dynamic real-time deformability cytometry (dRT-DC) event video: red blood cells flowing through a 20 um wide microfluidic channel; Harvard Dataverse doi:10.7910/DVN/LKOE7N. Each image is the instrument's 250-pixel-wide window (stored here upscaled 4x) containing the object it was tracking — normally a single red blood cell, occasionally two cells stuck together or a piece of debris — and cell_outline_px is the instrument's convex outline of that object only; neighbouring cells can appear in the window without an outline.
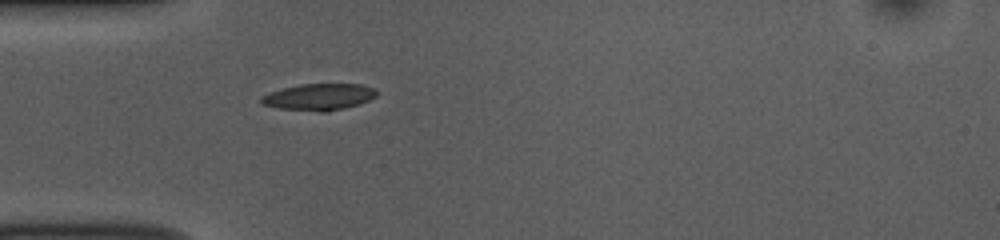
{"species": "common noctule bat (a hibernating species)", "species_latin": "Nyctalus noctula", "temperature_condition": "room temperature", "stored_images_in_passage": 34, "camera_frame_rate_fps": 3000, "um_per_image_px": 0.085, "animal": {"sex": "female", "body_mass_g": 10.0, "forearm_length_mm": 53.1}, "frame": {"image": 1, "passage_image": 1, "time_ms": 0.0, "image_size_px": [1000, 240], "cell_outline_px": [[380, 92], [376, 96], [360, 104], [328, 112], [320, 112], [280, 108], [260, 104], [260, 96], [284, 88], [300, 84], [360, 84], [376, 88]], "centroid_in_image_um": [27.15, 8.24], "position_along_channel_um": 57.9, "area_um2": 17.98}}
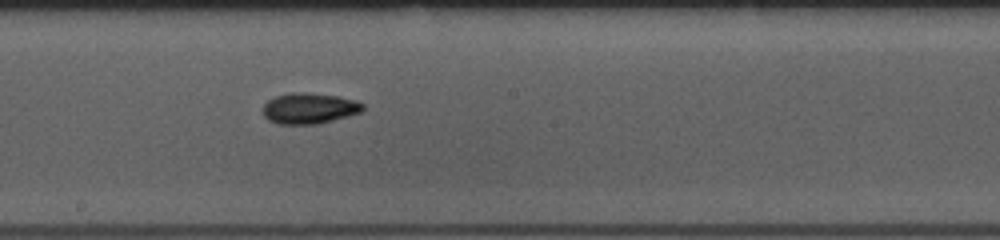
{"frame": {"image": 2, "passage_image": 14, "time_ms": 4.333, "image_size_px": [1000, 240], "cell_outline_px": [[364, 108], [360, 112], [348, 116], [320, 124], [276, 124], [268, 120], [264, 116], [264, 104], [268, 100], [276, 96], [292, 92], [308, 92], [336, 96], [356, 100], [364, 104]], "centroid_in_image_um": [26.29, 9.21], "position_along_channel_um": 221.9, "area_um2": 18.03}}
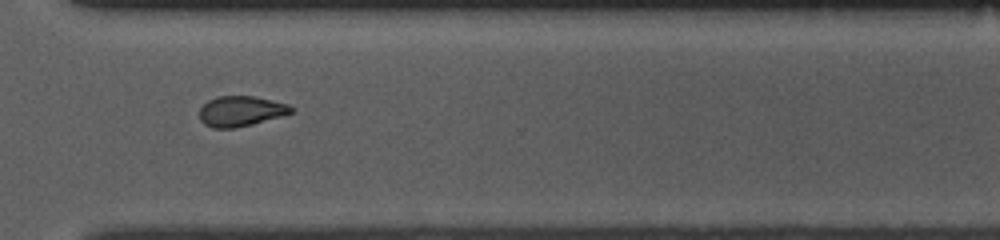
{"frame": {"image": 3, "passage_image": 24, "time_ms": 7.667, "image_size_px": [1000, 240], "cell_outline_px": [[296, 108], [292, 112], [280, 116], [252, 124], [232, 128], [212, 128], [204, 124], [200, 120], [200, 108], [208, 100], [220, 96], [256, 96], [288, 104]], "centroid_in_image_um": [20.47, 9.44], "position_along_channel_um": 350.1, "area_um2": 16.13}, "authors_computed_cell_mechanics": {"area_um2": 17.8024, "velocity_mm_per_s": 3.8477, "shape_relaxation_time_tau1_ms": 4.965, "shape_relaxation_time_tau2_ms": 5.0996, "deformation_change_tau1": 0.1165, "deformation_change_tau2": 0.1197}}